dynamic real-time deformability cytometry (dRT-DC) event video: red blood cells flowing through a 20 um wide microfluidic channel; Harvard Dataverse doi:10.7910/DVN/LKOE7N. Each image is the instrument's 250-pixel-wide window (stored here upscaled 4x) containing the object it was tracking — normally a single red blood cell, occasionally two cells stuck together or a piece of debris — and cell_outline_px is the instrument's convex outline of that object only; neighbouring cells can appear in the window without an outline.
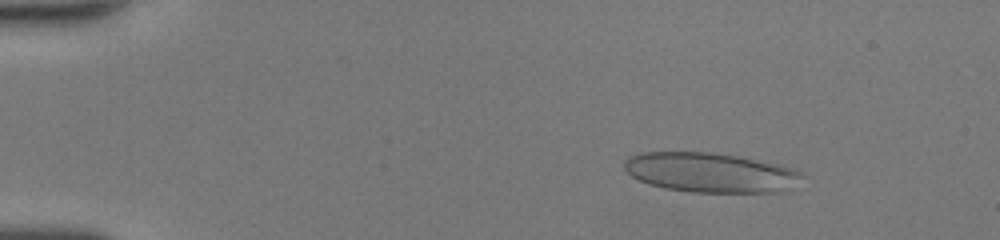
{"species": "human", "species_latin": "Homo sapiens", "temperature_condition": "room temperature", "stored_images_in_passage": 49, "camera_frame_rate_fps": 3000, "um_per_image_px": 0.085, "donor": {"sex": "female"}, "frame": {"image": 1, "passage_image": 7, "time_ms": 2.0, "image_size_px": [1000, 240], "cell_outline_px": [[804, 172], [800, 176], [780, 188], [772, 192], [692, 192], [664, 188], [648, 184], [632, 176], [624, 168], [624, 160], [628, 156], [640, 152], [712, 152], [740, 156], [780, 164], [796, 168]], "centroid_in_image_um": [60.26, 14.63], "position_along_channel_um": 24.7, "area_um2": 40.58}}
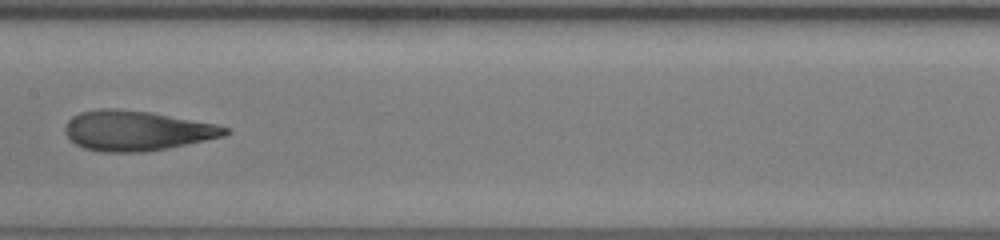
{"frame": {"image": 2, "passage_image": 26, "time_ms": 8.333, "image_size_px": [1000, 240], "cell_outline_px": [[232, 132], [224, 136], [168, 148], [144, 152], [104, 152], [84, 148], [76, 144], [64, 132], [64, 128], [68, 120], [72, 116], [80, 112], [104, 108], [112, 108], [152, 112], [216, 124], [228, 128]], "centroid_in_image_um": [11.62, 11.1], "position_along_channel_um": 195.8, "area_um2": 37.28}}
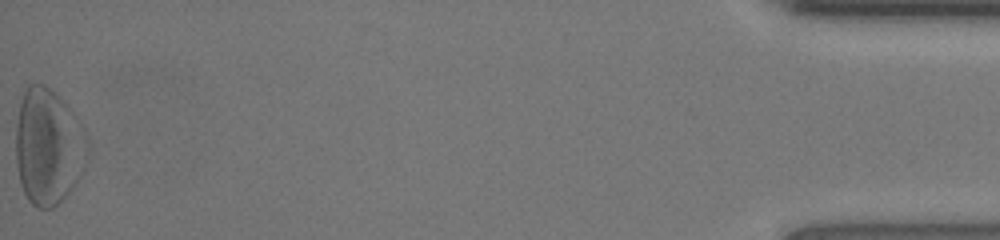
{"frame": {"image": 3, "passage_image": 49, "time_ms": 16.0, "image_size_px": [1000, 240], "cell_outline_px": [[88, 156], [84, 168], [76, 184], [52, 208], [40, 208], [32, 204], [28, 200], [20, 184], [16, 164], [16, 124], [20, 104], [24, 92], [32, 84], [44, 84], [56, 92], [60, 96], [84, 128], [88, 136]], "centroid_in_image_um": [4.12, 12.47], "position_along_channel_um": 431.1, "area_um2": 48.67}, "authors_computed_cell_mechanics": {"area_um2": 37.3388, "velocity_mm_per_s": 4.2905, "shape_relaxation_time_tau1_ms": 4.5776, "shape_relaxation_time_tau2_ms": 1.3139, "deformation_change_tau1": 0.2211, "deformation_change_tau2": 0.1012}}